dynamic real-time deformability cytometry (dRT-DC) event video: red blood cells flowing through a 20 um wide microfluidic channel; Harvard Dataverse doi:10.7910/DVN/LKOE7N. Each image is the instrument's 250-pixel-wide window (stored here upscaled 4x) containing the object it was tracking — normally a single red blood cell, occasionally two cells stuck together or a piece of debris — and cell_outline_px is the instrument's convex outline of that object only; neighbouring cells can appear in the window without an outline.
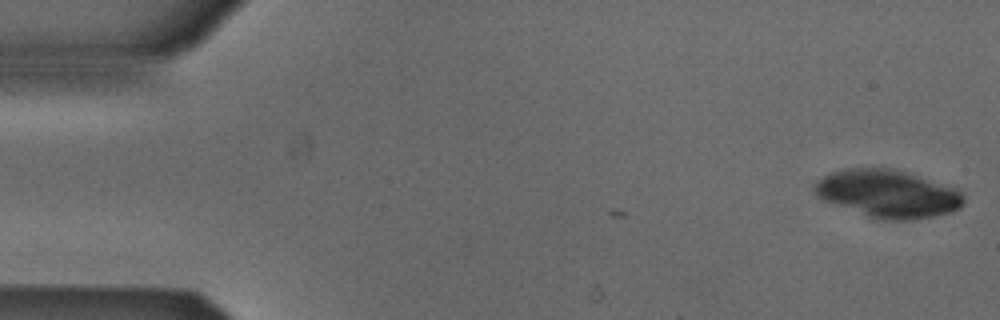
{"species": "Egyptian fruit bat (a non-hibernating species)", "species_latin": "Rousettus aegyptiacus", "temperature_condition": "cold", "stored_images_in_passage": 3, "camera_frame_rate_fps": 3000, "um_per_image_px": 0.085, "animal": {"sex": "male"}, "frame": {"image": 1, "passage_image": 3, "time_ms": 0.667, "image_size_px": [1000, 320], "cell_outline_px": [[964, 204], [960, 208], [952, 212], [912, 220], [888, 220], [868, 216], [824, 200], [816, 196], [812, 188], [816, 180], [832, 172], [848, 168], [896, 168], [908, 172], [952, 188], [960, 192], [964, 196]], "centroid_in_image_um": [75.45, 16.46], "position_along_channel_um": 9.6, "area_um2": 41.15}}